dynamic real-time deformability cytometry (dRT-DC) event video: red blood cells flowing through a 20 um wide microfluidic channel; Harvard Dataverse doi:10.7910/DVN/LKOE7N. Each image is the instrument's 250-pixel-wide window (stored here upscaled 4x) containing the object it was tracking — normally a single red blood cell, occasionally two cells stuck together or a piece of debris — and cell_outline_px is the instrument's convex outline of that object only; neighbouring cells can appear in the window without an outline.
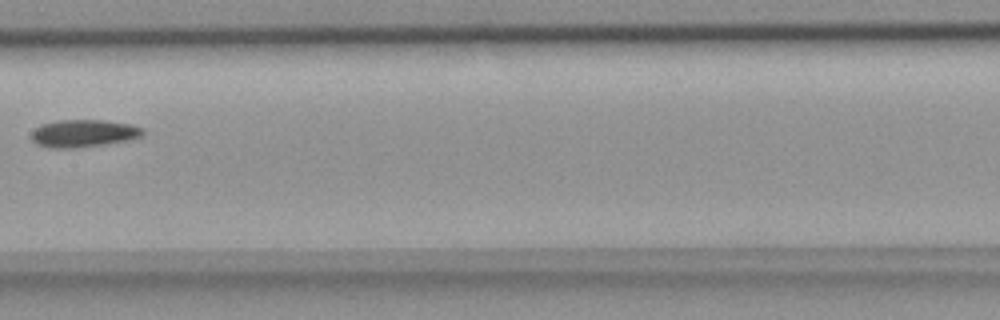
{"species": "common noctule bat (a hibernating species)", "species_latin": "Nyctalus noctula", "temperature_condition": "room temperature", "stored_images_in_passage": 8, "camera_frame_rate_fps": 3000, "um_per_image_px": 0.085, "animal": {"sex": "female", "body_mass_g": 18.4}, "frame": {"image": 1, "passage_image": 6, "time_ms": 1.667, "image_size_px": [1000, 320], "cell_outline_px": [[144, 136], [104, 144], [72, 148], [52, 148], [40, 144], [32, 140], [32, 132], [40, 124], [56, 120], [100, 120], [132, 124], [144, 128]], "centroid_in_image_um": [7.12, 11.32], "position_along_channel_um": 200.3, "area_um2": 17.69}}
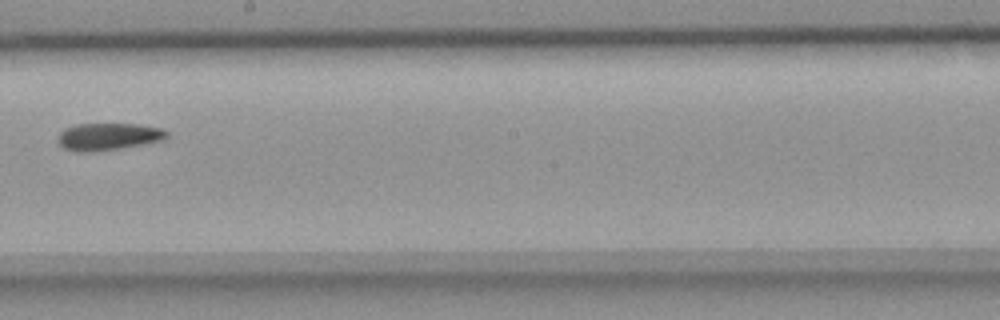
{"frame": {"image": 2, "passage_image": 7, "time_ms": 2.0, "image_size_px": [1000, 320], "cell_outline_px": [[168, 136], [160, 140], [120, 148], [88, 152], [76, 152], [64, 148], [60, 144], [60, 132], [64, 128], [76, 124], [140, 124], [164, 128], [168, 132]], "centroid_in_image_um": [9.21, 11.59], "position_along_channel_um": 239.0, "area_um2": 17.05}}
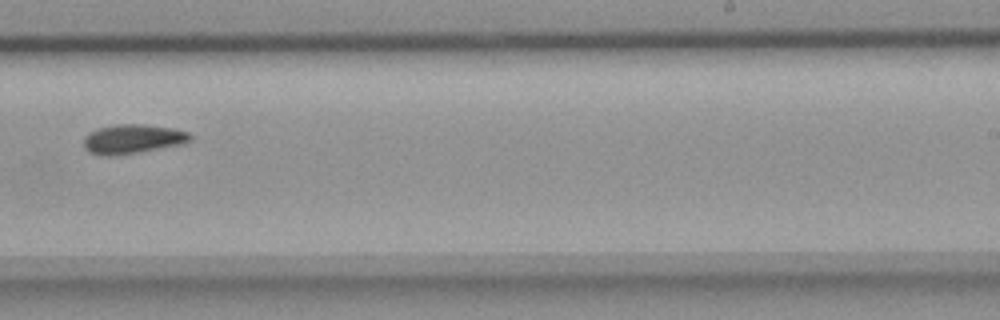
{"frame": {"image": 3, "passage_image": 8, "time_ms": 2.333, "image_size_px": [1000, 320], "cell_outline_px": [[192, 140], [184, 144], [112, 156], [104, 156], [88, 152], [84, 148], [84, 136], [88, 132], [96, 128], [116, 124], [144, 124], [172, 128], [188, 132], [192, 136]], "centroid_in_image_um": [11.25, 11.81], "position_along_channel_um": 277.7, "area_um2": 18.32}}